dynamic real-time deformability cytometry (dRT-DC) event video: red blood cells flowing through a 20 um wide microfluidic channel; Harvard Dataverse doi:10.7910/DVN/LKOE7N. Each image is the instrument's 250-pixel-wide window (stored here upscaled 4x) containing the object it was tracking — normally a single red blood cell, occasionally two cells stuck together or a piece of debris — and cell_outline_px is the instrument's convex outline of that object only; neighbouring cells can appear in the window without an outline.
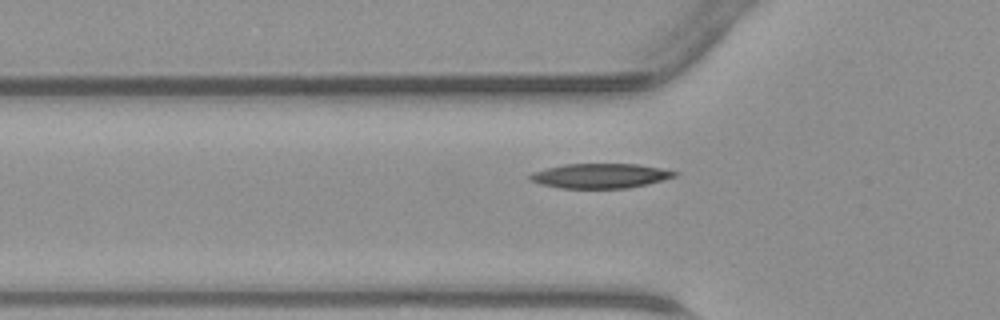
{"species": "common noctule bat (a hibernating species)", "species_latin": "Nyctalus noctula", "temperature_condition": "warm", "stored_images_in_passage": 36, "camera_frame_rate_fps": 3000, "um_per_image_px": 0.085, "animal": {"sex": "male", "body_mass_g": 23.1, "forearm_length_mm": 52.7}, "frame": {"image": 1, "passage_image": 11, "time_ms": 3.333, "image_size_px": [1000, 320], "cell_outline_px": [[680, 172], [676, 176], [648, 184], [628, 188], [560, 188], [540, 184], [532, 180], [528, 176], [532, 172], [564, 164], [636, 164], [660, 168]], "centroid_in_image_um": [51.04, 14.95], "position_along_channel_um": 74.8, "area_um2": 20.69}}
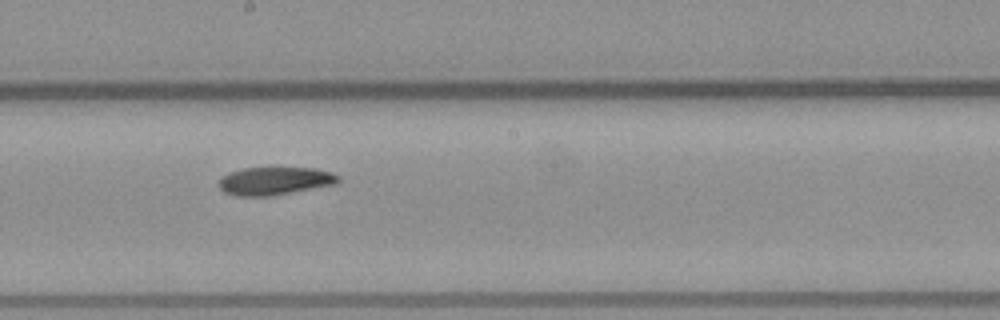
{"frame": {"image": 2, "passage_image": 21, "time_ms": 6.667, "image_size_px": [1000, 320], "cell_outline_px": [[340, 180], [336, 184], [272, 196], [236, 196], [224, 192], [216, 184], [224, 176], [232, 172], [244, 168], [316, 168], [332, 172], [340, 176]], "centroid_in_image_um": [23.38, 15.39], "position_along_channel_um": 224.8, "area_um2": 19.48}}
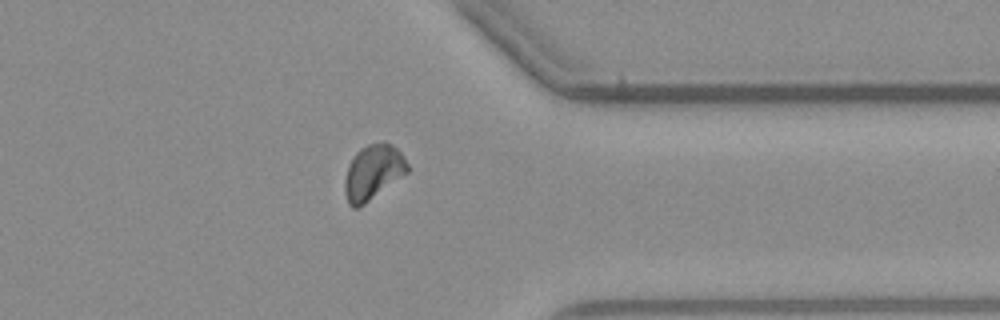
{"frame": {"image": 3, "passage_image": 32, "time_ms": 10.333, "image_size_px": [1000, 320], "cell_outline_px": [[408, 172], [364, 204], [356, 208], [352, 208], [348, 204], [344, 192], [344, 180], [348, 164], [356, 152], [360, 148], [368, 144], [384, 140], [396, 148], [400, 152], [408, 164]], "centroid_in_image_um": [31.68, 14.62], "position_along_channel_um": 379.7, "area_um2": 20.11}}